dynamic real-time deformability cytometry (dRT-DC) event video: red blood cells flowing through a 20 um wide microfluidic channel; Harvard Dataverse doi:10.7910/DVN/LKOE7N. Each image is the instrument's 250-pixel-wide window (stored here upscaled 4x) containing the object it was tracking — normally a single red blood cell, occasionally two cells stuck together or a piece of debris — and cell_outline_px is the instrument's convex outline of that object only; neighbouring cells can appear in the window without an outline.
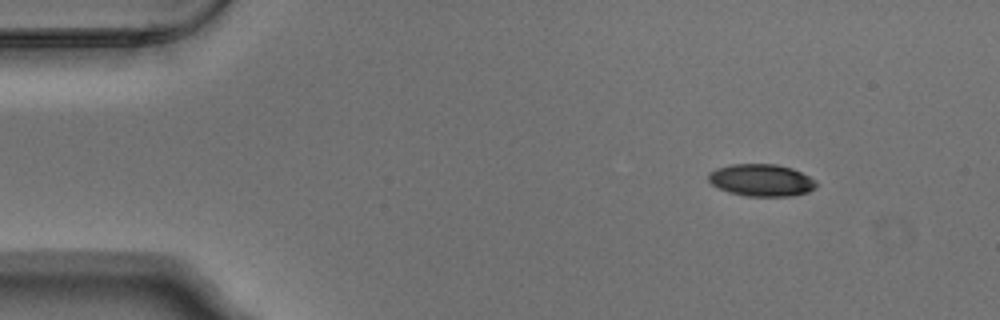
{"species": "Egyptian fruit bat (a non-hibernating species)", "species_latin": "Rousettus aegyptiacus", "temperature_condition": "warm", "stored_images_in_passage": 8, "camera_frame_rate_fps": 3000, "um_per_image_px": 0.085, "animal": {"sex": "male"}, "frame": {"image": 1, "passage_image": 1, "time_ms": 0.0, "image_size_px": [1000, 320], "cell_outline_px": [[816, 184], [808, 192], [792, 196], [748, 196], [728, 192], [712, 184], [708, 180], [708, 176], [716, 168], [732, 164], [776, 164], [792, 168], [816, 180]], "centroid_in_image_um": [64.71, 15.31], "position_along_channel_um": 20.3, "area_um2": 20.0}}
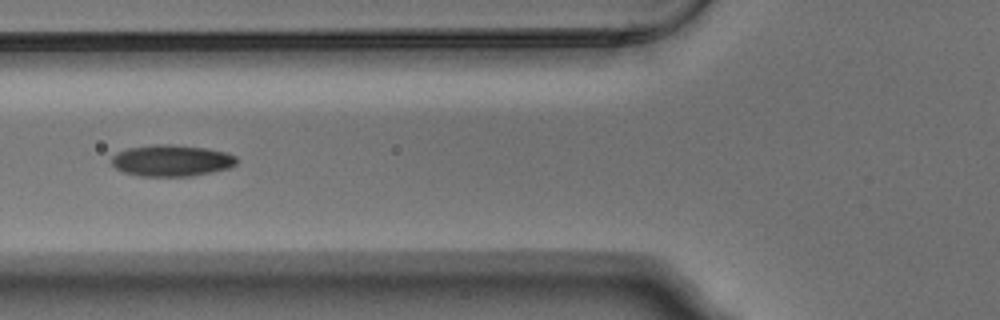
{"frame": {"image": 2, "passage_image": 5, "time_ms": 1.333, "image_size_px": [1000, 320], "cell_outline_px": [[236, 164], [228, 168], [212, 172], [192, 176], [140, 176], [124, 172], [116, 168], [112, 164], [112, 156], [116, 152], [128, 148], [156, 144], [172, 144], [208, 148], [224, 152], [236, 156]], "centroid_in_image_um": [14.57, 13.64], "position_along_channel_um": 111.2, "area_um2": 22.95}}
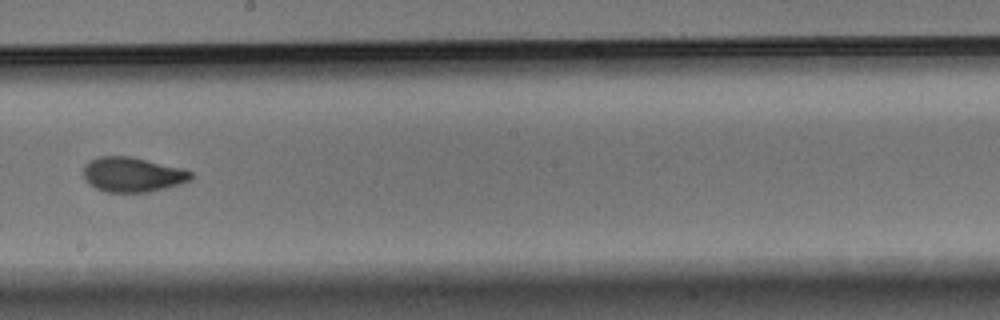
{"frame": {"image": 3, "passage_image": 8, "time_ms": 2.333, "image_size_px": [1000, 320], "cell_outline_px": [[192, 176], [188, 180], [180, 184], [148, 192], [104, 192], [88, 184], [84, 180], [84, 164], [100, 156], [132, 156], [184, 168], [192, 172]], "centroid_in_image_um": [11.25, 14.83], "position_along_channel_um": 237.0, "area_um2": 21.91}}